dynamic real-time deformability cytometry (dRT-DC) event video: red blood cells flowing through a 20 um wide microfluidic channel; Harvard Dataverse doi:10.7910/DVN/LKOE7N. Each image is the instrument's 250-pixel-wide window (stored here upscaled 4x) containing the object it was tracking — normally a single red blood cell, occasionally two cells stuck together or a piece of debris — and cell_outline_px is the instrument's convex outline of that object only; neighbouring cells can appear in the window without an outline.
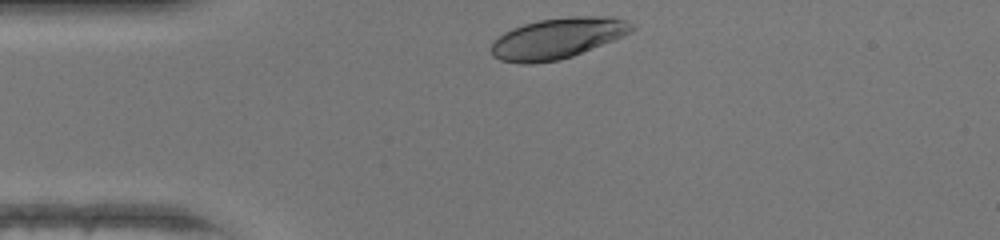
{"species": "human", "species_latin": "Homo sapiens", "temperature_condition": "warm", "stored_images_in_passage": 28, "camera_frame_rate_fps": 3000, "um_per_image_px": 0.085, "donor": {"sex": "female"}, "frame": {"image": 1, "passage_image": 1, "time_ms": 0.0, "image_size_px": [1000, 240], "cell_outline_px": [[636, 28], [624, 36], [572, 56], [560, 60], [532, 64], [520, 64], [500, 60], [492, 56], [492, 44], [504, 32], [512, 28], [524, 24], [540, 20], [568, 16], [612, 16], [636, 24]], "centroid_in_image_um": [47.42, 3.25], "position_along_channel_um": 37.6, "area_um2": 33.47}}
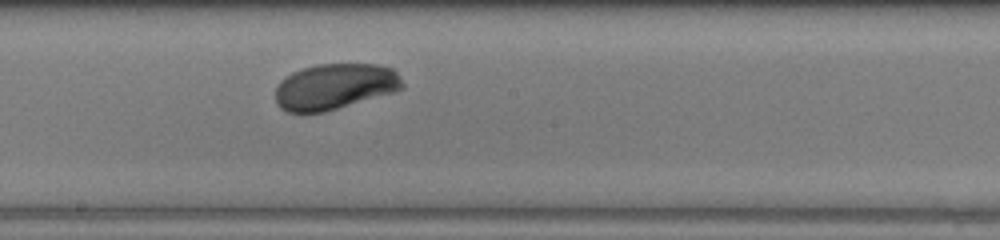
{"frame": {"image": 2, "passage_image": 16, "time_ms": 5.0, "image_size_px": [1000, 240], "cell_outline_px": [[404, 88], [392, 92], [324, 112], [288, 112], [280, 108], [276, 104], [276, 88], [280, 80], [292, 72], [316, 64], [380, 64], [392, 68], [396, 72], [404, 84]], "centroid_in_image_um": [28.44, 7.34], "position_along_channel_um": 219.8, "area_um2": 33.81}}
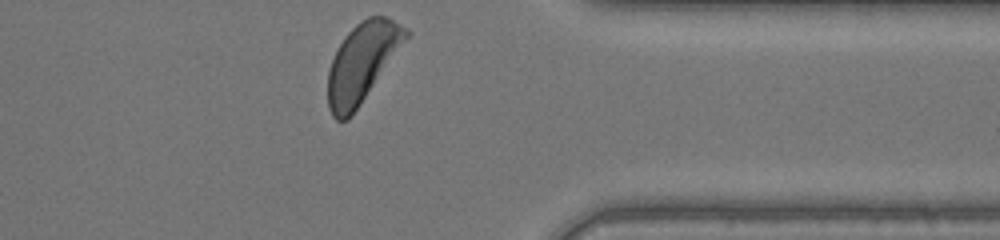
{"frame": {"image": 3, "passage_image": 28, "time_ms": 9.0, "image_size_px": [1000, 240], "cell_outline_px": [[412, 32], [348, 120], [336, 120], [332, 116], [328, 108], [328, 72], [332, 60], [344, 36], [356, 24], [368, 16], [388, 16], [408, 28]], "centroid_in_image_um": [30.79, 5.28], "position_along_channel_um": 380.6, "area_um2": 35.43}, "authors_computed_cell_mechanics": {"area_um2": 34.2465, "velocity_mm_per_s": 4.3089, "shape_relaxation_time_tau1_ms": 1.7702, "shape_relaxation_time_tau2_ms": null, "deformation_change_tau1": 0.1161, "deformation_change_tau2": null}}